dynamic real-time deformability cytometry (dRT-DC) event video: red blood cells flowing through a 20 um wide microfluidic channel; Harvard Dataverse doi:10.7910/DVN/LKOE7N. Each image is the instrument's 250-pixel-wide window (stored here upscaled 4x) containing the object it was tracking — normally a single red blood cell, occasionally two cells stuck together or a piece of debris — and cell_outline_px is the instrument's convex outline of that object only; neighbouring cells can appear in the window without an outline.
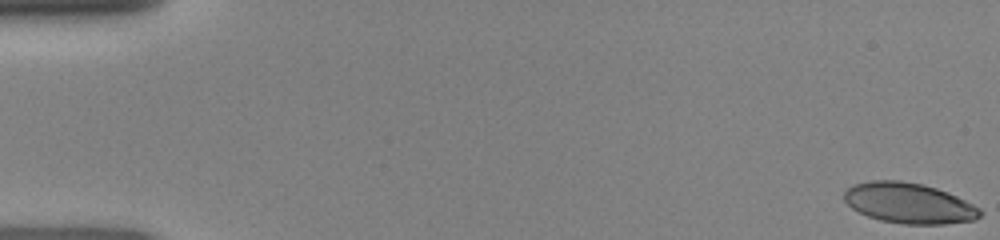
{"species": "human", "species_latin": "Homo sapiens", "temperature_condition": "room temperature", "stored_images_in_passage": 48, "camera_frame_rate_fps": 3000, "um_per_image_px": 0.085, "donor": {"sex": "female"}, "frame": {"image": 1, "passage_image": 1, "time_ms": 0.0, "image_size_px": [1000, 240], "cell_outline_px": [[984, 212], [976, 220], [944, 224], [904, 224], [880, 220], [868, 216], [852, 208], [844, 200], [844, 192], [852, 184], [872, 180], [900, 180], [924, 184], [948, 192], [980, 208]], "centroid_in_image_um": [77.27, 17.26], "position_along_channel_um": 7.7, "area_um2": 32.19}}
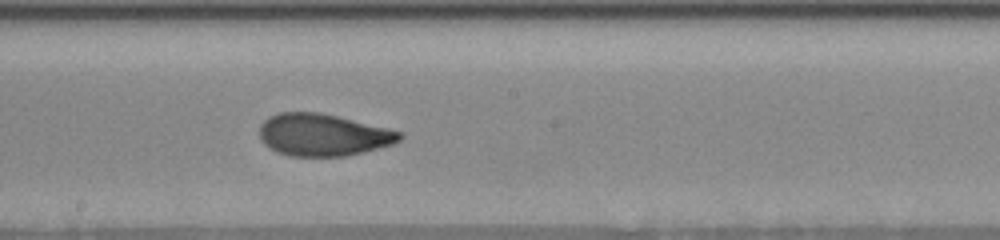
{"frame": {"image": 2, "passage_image": 27, "time_ms": 8.667, "image_size_px": [1000, 240], "cell_outline_px": [[404, 136], [400, 140], [392, 144], [364, 152], [344, 156], [288, 156], [276, 152], [268, 148], [260, 140], [260, 124], [268, 116], [276, 112], [320, 112], [388, 128], [404, 132]], "centroid_in_image_um": [27.43, 11.46], "position_along_channel_um": 220.8, "area_um2": 34.74}}
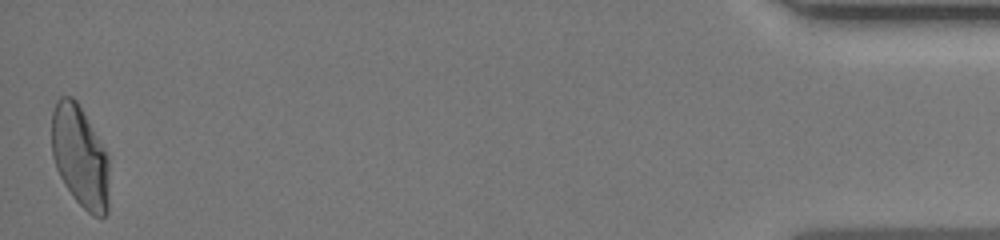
{"frame": {"image": 3, "passage_image": 48, "time_ms": 15.667, "image_size_px": [1000, 240], "cell_outline_px": [[108, 212], [104, 216], [92, 216], [72, 196], [64, 184], [56, 168], [52, 156], [52, 112], [56, 100], [60, 96], [72, 96], [76, 100], [104, 148], [108, 156]], "centroid_in_image_um": [6.79, 13.31], "position_along_channel_um": 428.4, "area_um2": 33.99}}